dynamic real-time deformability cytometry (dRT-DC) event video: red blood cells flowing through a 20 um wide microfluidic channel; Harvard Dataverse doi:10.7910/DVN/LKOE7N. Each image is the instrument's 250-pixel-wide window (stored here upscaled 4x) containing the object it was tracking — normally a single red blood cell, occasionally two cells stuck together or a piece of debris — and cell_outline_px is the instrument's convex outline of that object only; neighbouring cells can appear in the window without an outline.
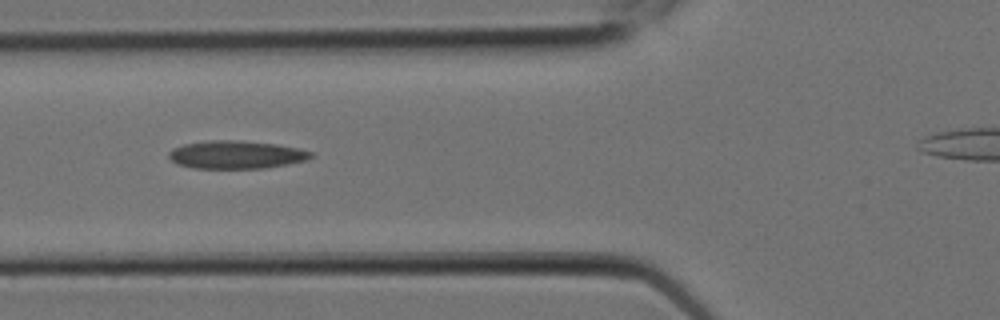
{"species": "Egyptian fruit bat (a non-hibernating species)", "species_latin": "Rousettus aegyptiacus", "temperature_condition": "room temperature", "stored_images_in_passage": 7, "camera_frame_rate_fps": 3000, "um_per_image_px": 0.085, "animal": {"sex": "female"}, "frame": {"image": 1, "passage_image": 5, "time_ms": 1.333, "image_size_px": [1000, 320], "cell_outline_px": [[312, 156], [308, 160], [288, 164], [264, 168], [196, 168], [176, 164], [168, 156], [168, 152], [172, 148], [184, 144], [212, 140], [236, 140], [276, 144], [296, 148], [312, 152]], "centroid_in_image_um": [20.05, 13.15], "position_along_channel_um": 105.7, "area_um2": 23.06}}
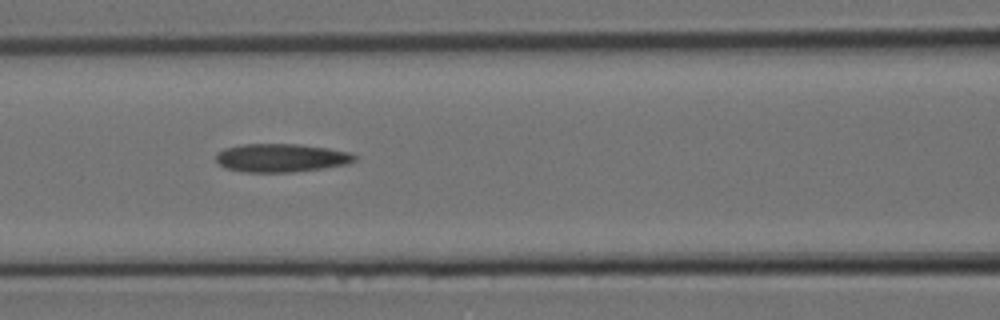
{"frame": {"image": 2, "passage_image": 6, "time_ms": 1.667, "image_size_px": [1000, 320], "cell_outline_px": [[356, 160], [348, 164], [324, 168], [292, 172], [244, 172], [224, 168], [216, 160], [216, 152], [224, 148], [244, 144], [296, 144], [328, 148], [348, 152], [356, 156]], "centroid_in_image_um": [23.88, 13.42], "position_along_channel_um": 142.7, "area_um2": 22.95}}
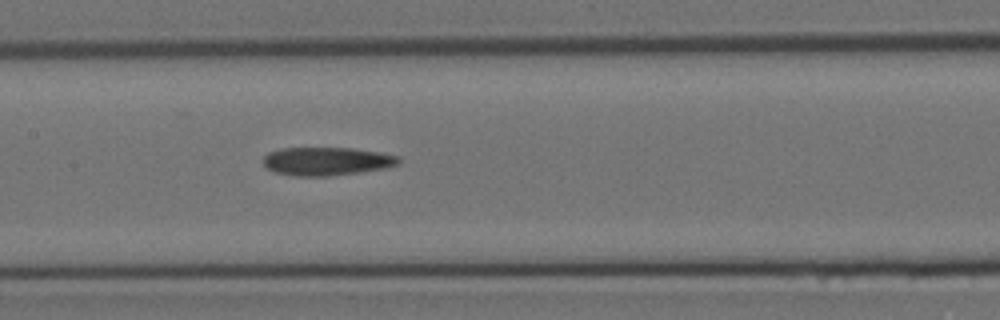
{"frame": {"image": 3, "passage_image": 7, "time_ms": 2.0, "image_size_px": [1000, 320], "cell_outline_px": [[400, 164], [384, 168], [360, 172], [328, 176], [296, 176], [276, 172], [268, 168], [264, 164], [264, 156], [268, 152], [280, 148], [352, 148], [380, 152], [400, 156]], "centroid_in_image_um": [27.79, 13.7], "position_along_channel_um": 179.6, "area_um2": 22.31}}